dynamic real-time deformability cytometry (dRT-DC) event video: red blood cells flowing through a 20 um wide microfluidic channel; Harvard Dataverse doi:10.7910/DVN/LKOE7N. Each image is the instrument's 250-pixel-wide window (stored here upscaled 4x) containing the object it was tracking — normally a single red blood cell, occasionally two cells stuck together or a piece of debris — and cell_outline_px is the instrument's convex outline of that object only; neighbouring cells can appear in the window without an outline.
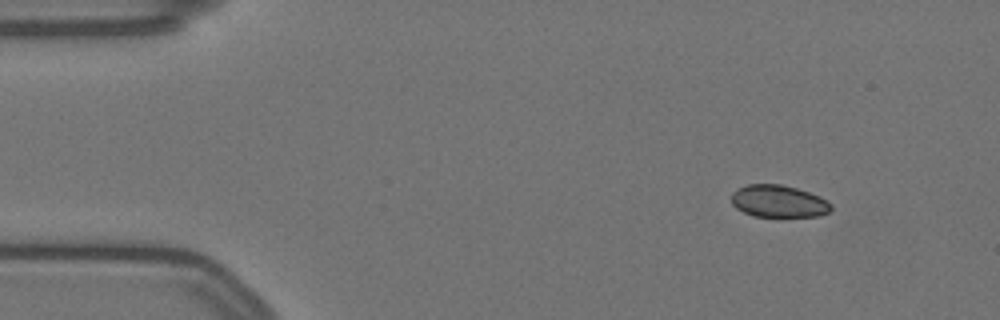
{"species": "Egyptian fruit bat (a non-hibernating species)", "species_latin": "Rousettus aegyptiacus", "temperature_condition": "warm", "stored_images_in_passage": 52, "camera_frame_rate_fps": 3000, "um_per_image_px": 0.085, "animal": {"sex": "female"}, "frame": {"image": 1, "passage_image": 1, "time_ms": 0.0, "image_size_px": [1000, 320], "cell_outline_px": [[832, 208], [828, 212], [820, 216], [752, 216], [736, 208], [732, 204], [732, 192], [748, 184], [780, 184], [796, 188], [820, 196], [832, 204]], "centroid_in_image_um": [66.18, 17.11], "position_along_channel_um": 18.8, "area_um2": 18.61}}
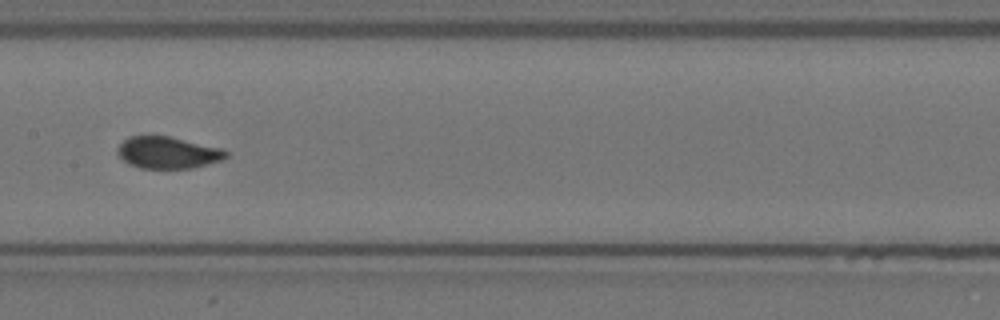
{"frame": {"image": 2, "passage_image": 23, "time_ms": 7.333, "image_size_px": [1000, 320], "cell_outline_px": [[228, 156], [220, 160], [192, 168], [140, 168], [128, 164], [116, 152], [116, 148], [128, 136], [168, 136], [224, 148], [228, 152]], "centroid_in_image_um": [14.26, 12.96], "position_along_channel_um": 193.1, "area_um2": 20.11}}
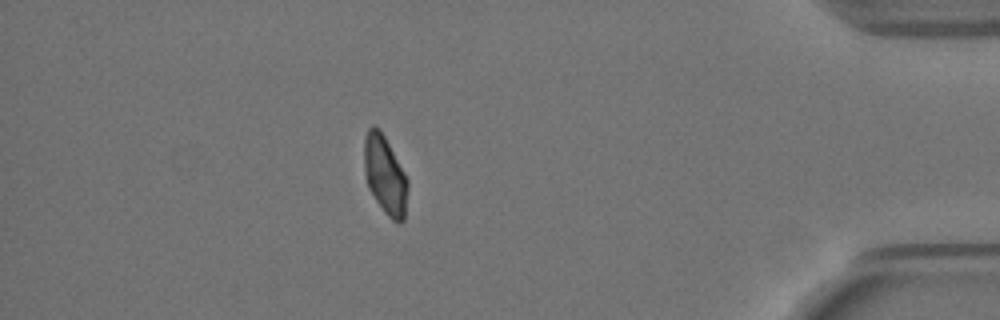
{"frame": {"image": 3, "passage_image": 45, "time_ms": 14.667, "image_size_px": [1000, 320], "cell_outline_px": [[408, 188], [404, 220], [400, 224], [392, 220], [384, 212], [368, 188], [364, 172], [364, 136], [368, 128], [372, 124], [380, 128], [404, 172], [408, 180]], "centroid_in_image_um": [32.71, 14.87], "position_along_channel_um": 402.5, "area_um2": 20.11}}